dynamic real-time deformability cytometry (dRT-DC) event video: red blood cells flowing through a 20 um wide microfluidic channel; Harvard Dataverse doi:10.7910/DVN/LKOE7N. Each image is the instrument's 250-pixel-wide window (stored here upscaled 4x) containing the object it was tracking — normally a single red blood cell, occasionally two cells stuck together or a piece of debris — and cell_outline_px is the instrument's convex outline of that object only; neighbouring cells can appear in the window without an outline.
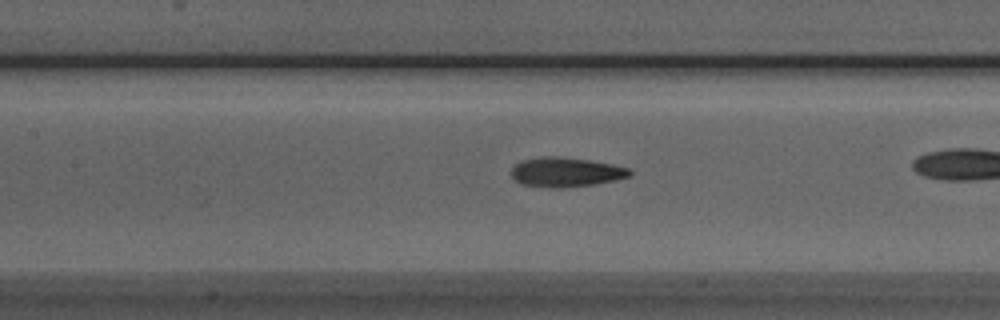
{"species": "Egyptian fruit bat (a non-hibernating species)", "species_latin": "Rousettus aegyptiacus", "temperature_condition": "room temperature", "stored_images_in_passage": 40, "camera_frame_rate_fps": 3000, "um_per_image_px": 0.085, "animal": {"sex": "male"}, "frame": {"image": 1, "passage_image": 23, "time_ms": 7.333, "image_size_px": [1000, 320], "cell_outline_px": [[632, 176], [592, 184], [560, 188], [548, 188], [520, 184], [512, 176], [512, 168], [516, 164], [524, 160], [540, 156], [556, 156], [588, 160], [612, 164], [628, 168], [632, 172]], "centroid_in_image_um": [48.08, 14.63], "position_along_channel_um": 159.3, "area_um2": 20.17}}
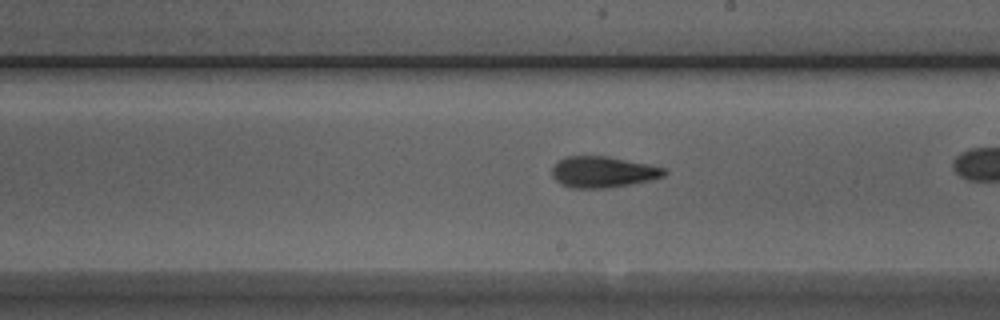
{"frame": {"image": 2, "passage_image": 29, "time_ms": 9.333, "image_size_px": [1000, 320], "cell_outline_px": [[668, 172], [664, 176], [632, 184], [604, 188], [572, 188], [560, 184], [552, 176], [552, 168], [560, 160], [568, 156], [608, 156], [664, 168]], "centroid_in_image_um": [51.23, 14.62], "position_along_channel_um": 237.8, "area_um2": 20.11}}